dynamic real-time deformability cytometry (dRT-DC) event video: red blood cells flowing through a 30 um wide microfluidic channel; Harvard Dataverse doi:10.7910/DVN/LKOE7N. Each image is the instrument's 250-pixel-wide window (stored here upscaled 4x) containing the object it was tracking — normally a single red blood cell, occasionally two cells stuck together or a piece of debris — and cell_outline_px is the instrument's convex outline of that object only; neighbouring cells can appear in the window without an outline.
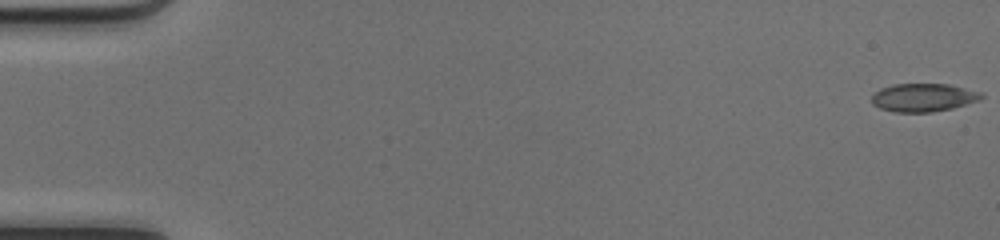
{"species": "common noctule bat (a hibernating species)", "species_latin": "Nyctalus noctula", "temperature_condition": "cold", "stored_images_in_passage": 50, "camera_frame_rate_fps": 3000, "um_per_image_px": 0.085, "animal": {"sex": "female", "body_mass_g": 17.0, "forearm_length_mm": 48.0}, "frame": {"image": 1, "passage_image": 1, "time_ms": 0.0, "image_size_px": [1000, 240], "cell_outline_px": [[984, 96], [980, 100], [952, 108], [932, 112], [896, 112], [880, 108], [872, 104], [872, 96], [880, 88], [892, 84], [948, 84], [980, 92]], "centroid_in_image_um": [78.47, 8.29], "position_along_channel_um": 6.5, "area_um2": 17.92}}
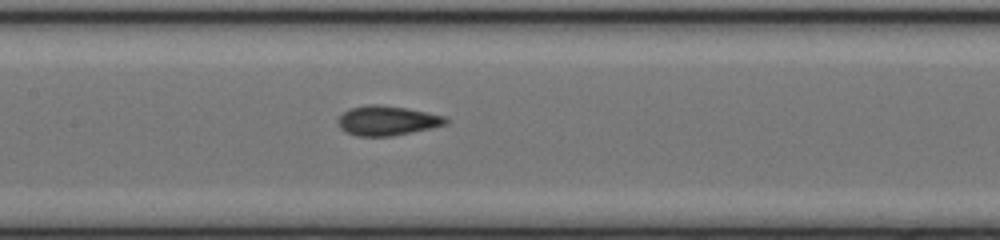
{"frame": {"image": 2, "passage_image": 25, "time_ms": 8.0, "image_size_px": [1000, 240], "cell_outline_px": [[448, 124], [432, 128], [392, 136], [356, 136], [340, 128], [336, 120], [344, 112], [352, 108], [368, 104], [376, 104], [408, 108], [444, 116], [448, 120]], "centroid_in_image_um": [32.92, 10.25], "position_along_channel_um": 174.5, "area_um2": 18.55}}
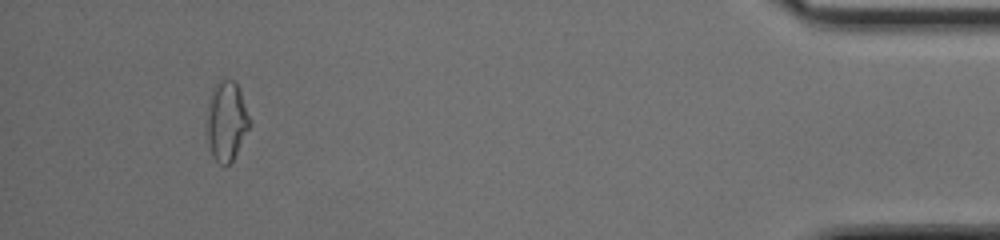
{"frame": {"image": 3, "passage_image": 47, "time_ms": 15.333, "image_size_px": [1000, 240], "cell_outline_px": [[252, 120], [232, 160], [228, 164], [220, 164], [212, 156], [208, 144], [208, 108], [212, 88], [224, 76], [236, 80]], "centroid_in_image_um": [19.27, 10.21], "position_along_channel_um": 415.9, "area_um2": 19.71}, "authors_computed_cell_mechanics": {"area_um2": 18.207, "velocity_mm_per_s": 4.2134, "shape_relaxation_time_tau1_ms": 4.9936, "shape_relaxation_time_tau2_ms": 1.4429, "deformation_change_tau1": 0.154, "deformation_change_tau2": 0.081}}